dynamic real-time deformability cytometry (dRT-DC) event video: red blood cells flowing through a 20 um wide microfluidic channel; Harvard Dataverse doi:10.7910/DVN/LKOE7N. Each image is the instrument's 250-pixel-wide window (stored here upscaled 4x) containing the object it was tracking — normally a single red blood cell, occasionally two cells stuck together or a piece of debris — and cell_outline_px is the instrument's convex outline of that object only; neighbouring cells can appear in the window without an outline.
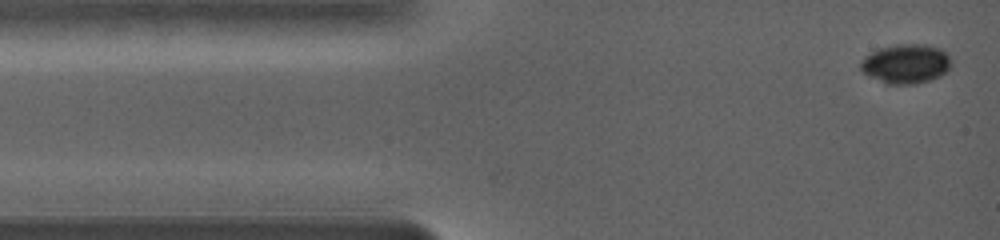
{"species": "common noctule bat (a hibernating species)", "species_latin": "Nyctalus noctula", "temperature_condition": "warm", "stored_images_in_passage": 38, "camera_frame_rate_fps": 5000, "um_per_image_px": 0.085, "animal": {"sex": "female", "body_mass_g": 19.0, "forearm_length_mm": 56.7}, "frame": {"image": 1, "passage_image": 1, "time_ms": 0.0, "image_size_px": [1000, 240], "cell_outline_px": [[952, 64], [948, 72], [940, 76], [928, 80], [912, 84], [884, 84], [868, 76], [860, 68], [860, 64], [864, 56], [880, 48], [896, 44], [924, 44], [940, 48], [952, 60]], "centroid_in_image_um": [77.0, 5.42], "position_along_channel_um": 8.0, "area_um2": 20.92}}
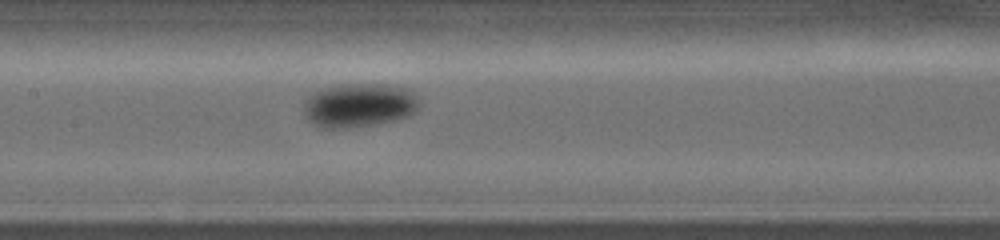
{"frame": {"image": 2, "passage_image": 18, "time_ms": 6.4, "image_size_px": [1000, 240], "cell_outline_px": [[420, 104], [408, 116], [376, 124], [348, 128], [320, 128], [312, 124], [304, 116], [304, 104], [308, 96], [324, 88], [344, 84], [384, 84], [404, 88], [412, 92], [416, 96]], "centroid_in_image_um": [30.47, 8.96], "position_along_channel_um": 176.9, "area_um2": 29.42}}
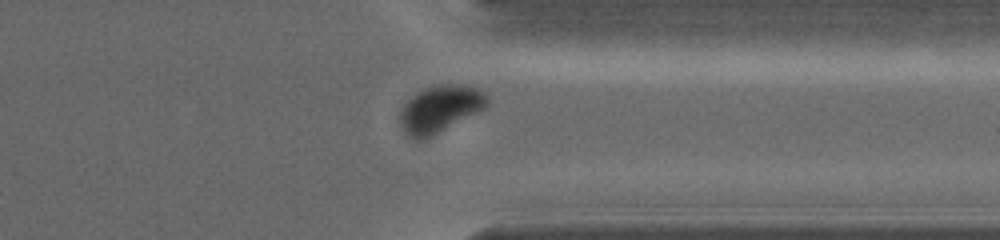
{"frame": {"image": 3, "passage_image": 33, "time_ms": 11.8, "image_size_px": [1000, 240], "cell_outline_px": [[488, 104], [484, 108], [432, 136], [420, 140], [412, 140], [404, 132], [400, 124], [400, 108], [416, 92], [424, 88], [440, 84], [464, 84], [476, 88], [484, 92], [488, 96]], "centroid_in_image_um": [37.37, 9.25], "position_along_channel_um": 374.0, "area_um2": 23.87}, "authors_computed_cell_mechanics": {"area_um2": 26.1834, "velocity_mm_per_s": 3.6598, "shape_relaxation_time_tau1_ms": 1.8657, "shape_relaxation_time_tau2_ms": null, "deformation_change_tau1": 0.1203, "deformation_change_tau2": null}}